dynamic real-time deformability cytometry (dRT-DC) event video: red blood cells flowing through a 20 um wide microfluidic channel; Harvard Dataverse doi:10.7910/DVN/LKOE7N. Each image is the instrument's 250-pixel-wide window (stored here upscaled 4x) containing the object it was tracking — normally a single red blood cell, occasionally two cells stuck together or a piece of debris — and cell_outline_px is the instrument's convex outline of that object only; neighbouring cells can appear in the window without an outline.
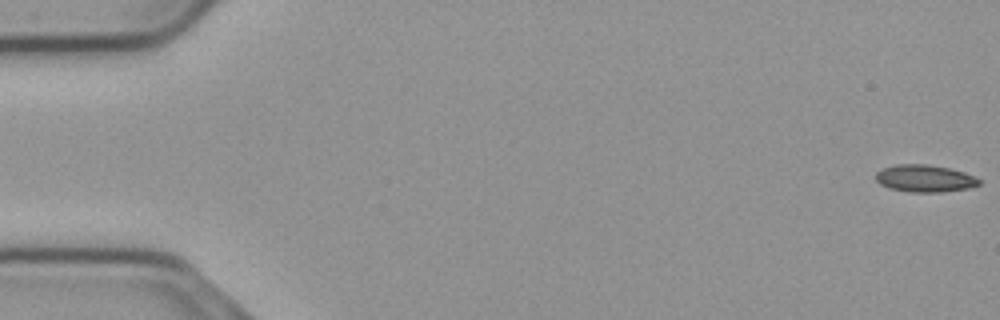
{"species": "common noctule bat (a hibernating species)", "species_latin": "Nyctalus noctula", "temperature_condition": "cold", "stored_images_in_passage": 53, "camera_frame_rate_fps": 3000, "um_per_image_px": 0.085, "animal": {"sex": "male", "body_mass_g": 23.1, "forearm_length_mm": 52.7}, "frame": {"image": 1, "passage_image": 1, "time_ms": 0.0, "image_size_px": [1000, 320], "cell_outline_px": [[980, 184], [968, 188], [944, 192], [908, 192], [888, 188], [880, 184], [876, 180], [876, 172], [884, 168], [896, 164], [928, 164], [948, 168], [964, 172], [980, 180]], "centroid_in_image_um": [78.58, 15.17], "position_along_channel_um": 6.4, "area_um2": 16.36}}
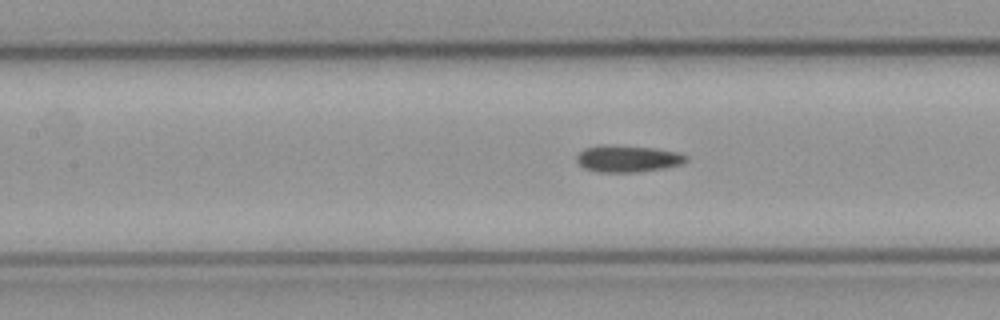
{"frame": {"image": 2, "passage_image": 25, "time_ms": 8.0, "image_size_px": [1000, 320], "cell_outline_px": [[688, 160], [680, 164], [664, 168], [636, 172], [596, 172], [584, 168], [576, 160], [576, 156], [584, 148], [656, 148], [680, 152], [688, 156]], "centroid_in_image_um": [53.43, 13.54], "position_along_channel_um": 154.0, "area_um2": 16.18}}
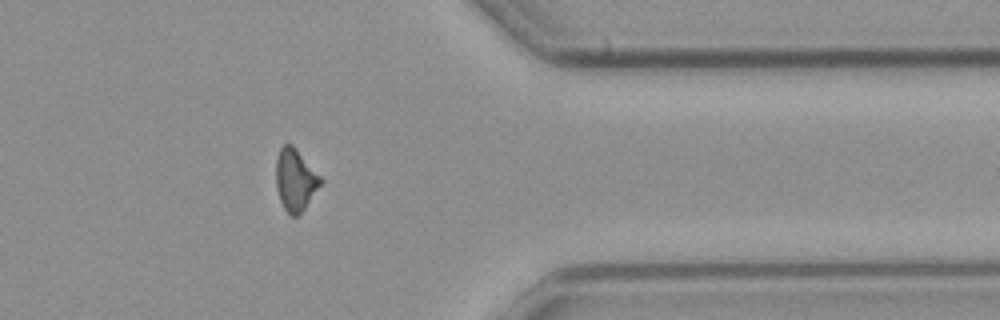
{"frame": {"image": 3, "passage_image": 45, "time_ms": 14.667, "image_size_px": [1000, 320], "cell_outline_px": [[324, 180], [300, 216], [292, 216], [284, 208], [280, 200], [276, 188], [276, 160], [280, 148], [284, 144], [292, 144]], "centroid_in_image_um": [25.11, 15.31], "position_along_channel_um": 386.3, "area_um2": 16.13}}